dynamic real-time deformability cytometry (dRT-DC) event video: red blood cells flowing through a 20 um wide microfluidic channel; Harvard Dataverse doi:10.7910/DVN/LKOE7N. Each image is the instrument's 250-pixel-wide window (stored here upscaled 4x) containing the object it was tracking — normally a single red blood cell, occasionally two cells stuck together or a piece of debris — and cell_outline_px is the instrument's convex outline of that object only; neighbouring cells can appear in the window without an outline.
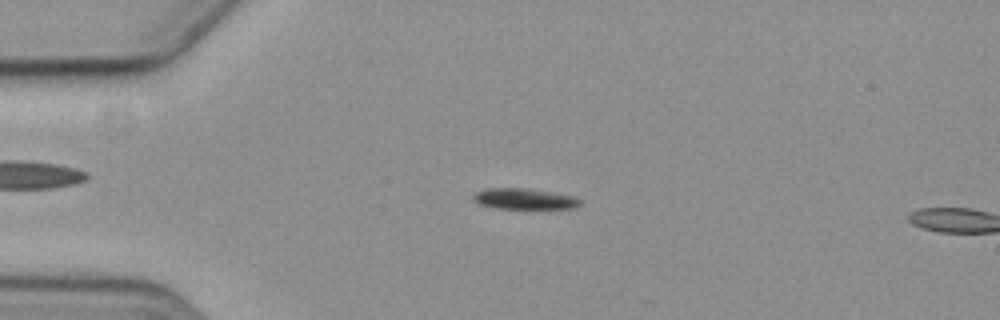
{"species": "common noctule bat (a hibernating species)", "species_latin": "Nyctalus noctula", "temperature_condition": "cold", "stored_images_in_passage": 5, "camera_frame_rate_fps": 3000, "um_per_image_px": 0.085, "animal": {"sex": "female", "body_mass_g": 19.3, "forearm_length_mm": 54.1}, "frame": {"image": 1, "passage_image": 4, "time_ms": 3.667, "image_size_px": [1000, 320], "cell_outline_px": [[580, 204], [576, 208], [492, 208], [476, 204], [472, 200], [472, 196], [476, 192], [488, 188], [524, 188], [572, 196], [580, 200]], "centroid_in_image_um": [44.46, 16.91], "position_along_channel_um": 40.5, "area_um2": 12.83}}